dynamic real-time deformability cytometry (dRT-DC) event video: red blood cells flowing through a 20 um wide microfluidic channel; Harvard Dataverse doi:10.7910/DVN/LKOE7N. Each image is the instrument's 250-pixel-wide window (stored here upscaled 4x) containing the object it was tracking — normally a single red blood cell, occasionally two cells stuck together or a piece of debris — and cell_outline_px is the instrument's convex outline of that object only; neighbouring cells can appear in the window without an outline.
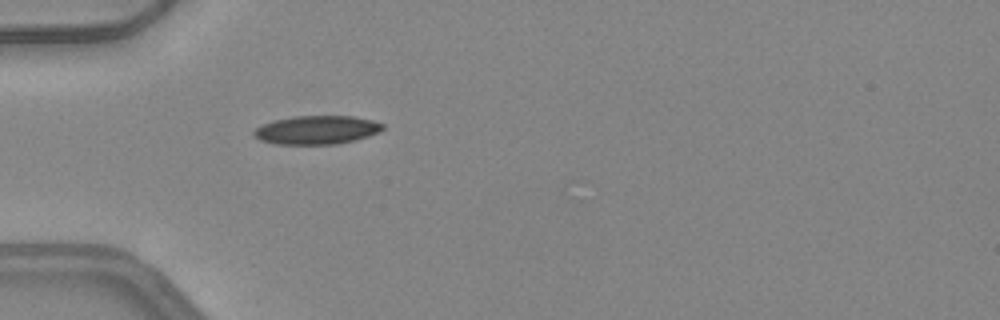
{"species": "common noctule bat (a hibernating species)", "species_latin": "Nyctalus noctula", "temperature_condition": "warm", "stored_images_in_passage": 35, "camera_frame_rate_fps": 3000, "um_per_image_px": 0.085, "animal": {"sex": "female", "body_mass_g": 24.6, "forearm_length_mm": 56.2}, "frame": {"image": 1, "passage_image": 1, "time_ms": 0.0, "image_size_px": [1000, 320], "cell_outline_px": [[384, 128], [380, 132], [368, 136], [336, 144], [276, 144], [260, 140], [252, 136], [252, 132], [256, 128], [264, 124], [276, 120], [296, 116], [352, 116], [372, 120], [384, 124]], "centroid_in_image_um": [26.92, 11.05], "position_along_channel_um": 58.1, "area_um2": 21.33}}
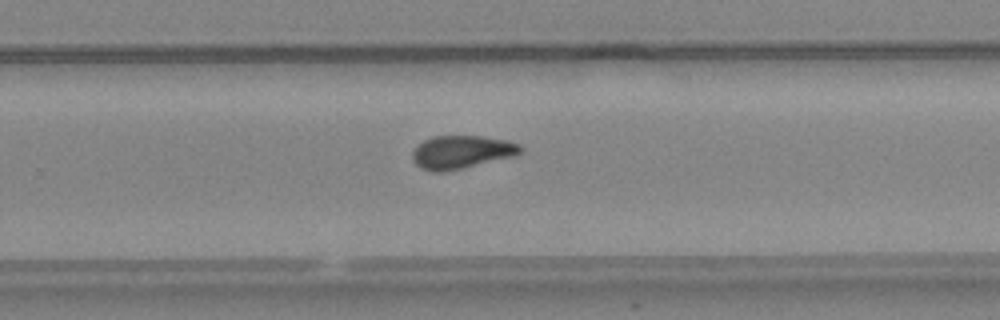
{"frame": {"image": 2, "passage_image": 18, "time_ms": 5.667, "image_size_px": [1000, 320], "cell_outline_px": [[520, 152], [512, 156], [444, 172], [432, 172], [420, 168], [412, 160], [412, 152], [424, 140], [432, 136], [480, 136], [508, 140], [520, 144]], "centroid_in_image_um": [39.18, 12.92], "position_along_channel_um": 290.6, "area_um2": 20.58}}
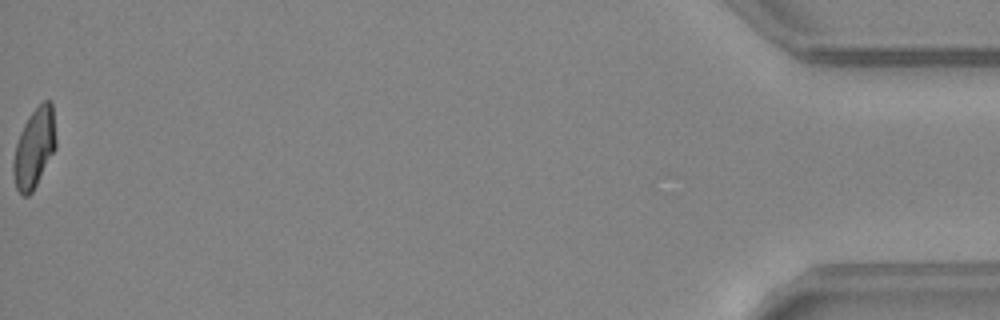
{"frame": {"image": 3, "passage_image": 35, "time_ms": 11.333, "image_size_px": [1000, 320], "cell_outline_px": [[56, 148], [32, 192], [28, 196], [24, 196], [16, 188], [12, 172], [12, 164], [16, 144], [20, 132], [28, 116], [44, 100], [52, 100], [56, 140]], "centroid_in_image_um": [2.91, 12.57], "position_along_channel_um": 432.3, "area_um2": 19.71}, "authors_computed_cell_mechanics": {"area_um2": 20.5768, "velocity_mm_per_s": 4.2177, "shape_relaxation_time_tau1_ms": 5.9692, "shape_relaxation_time_tau2_ms": 1.9568, "deformation_change_tau1": 0.2112, "deformation_change_tau2": 0.0869}}